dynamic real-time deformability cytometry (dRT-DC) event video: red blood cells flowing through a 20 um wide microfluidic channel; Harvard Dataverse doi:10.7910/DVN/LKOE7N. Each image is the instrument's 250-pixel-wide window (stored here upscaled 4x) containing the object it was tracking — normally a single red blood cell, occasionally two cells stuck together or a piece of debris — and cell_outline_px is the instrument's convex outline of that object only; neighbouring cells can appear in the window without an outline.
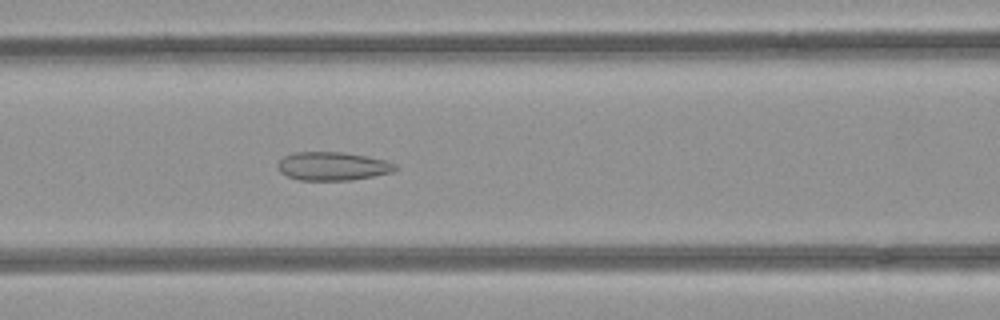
{"species": "common noctule bat (a hibernating species)", "species_latin": "Nyctalus noctula", "temperature_condition": "room temperature", "stored_images_in_passage": 52, "camera_frame_rate_fps": 3000, "um_per_image_px": 0.085, "animal": {"sex": "female", "body_mass_g": 21.9}, "frame": {"image": 1, "passage_image": 22, "time_ms": 7.0, "image_size_px": [1000, 320], "cell_outline_px": [[400, 168], [392, 172], [352, 180], [300, 180], [288, 176], [280, 172], [276, 168], [276, 164], [284, 156], [292, 152], [344, 152], [368, 156], [384, 160], [396, 164]], "centroid_in_image_um": [28.26, 14.12], "position_along_channel_um": 138.3, "area_um2": 19.65}}
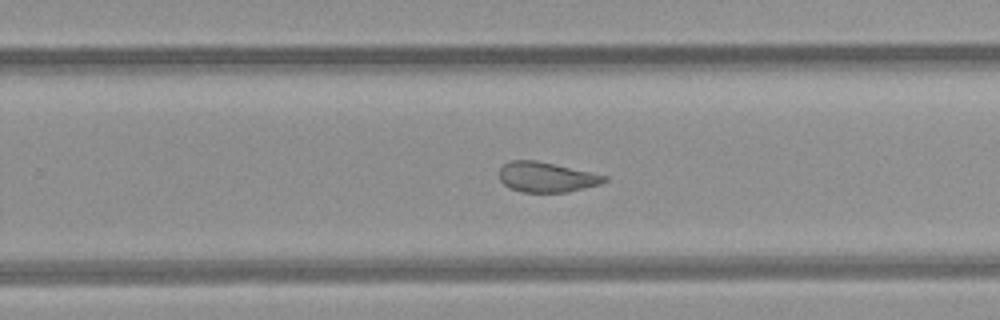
{"frame": {"image": 2, "passage_image": 33, "time_ms": 10.667, "image_size_px": [1000, 320], "cell_outline_px": [[608, 180], [600, 184], [568, 192], [520, 192], [508, 188], [500, 180], [500, 168], [504, 164], [512, 160], [536, 160], [592, 172], [608, 176]], "centroid_in_image_um": [46.45, 15.06], "position_along_channel_um": 283.3, "area_um2": 18.5}}
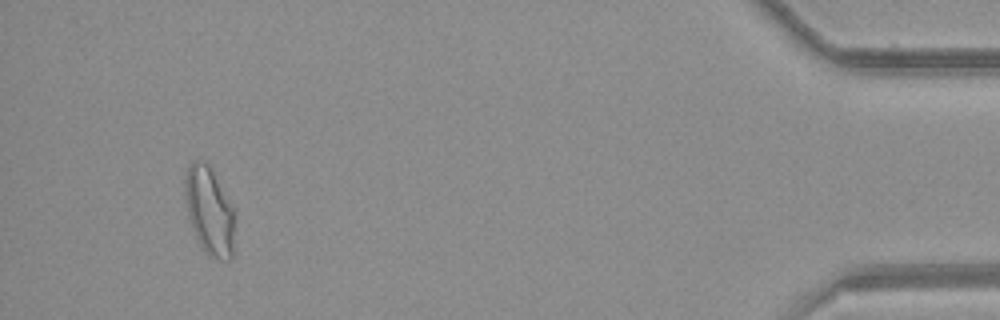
{"frame": {"image": 3, "passage_image": 49, "time_ms": 16.0, "image_size_px": [1000, 320], "cell_outline_px": [[232, 256], [228, 260], [220, 260], [208, 256], [204, 252], [196, 236], [188, 216], [184, 200], [184, 176], [192, 160], [200, 160], [208, 164], [232, 208]], "centroid_in_image_um": [17.72, 17.92], "position_along_channel_um": 417.5, "area_um2": 24.8}, "authors_computed_cell_mechanics": {"area_um2": 21.8773, "velocity_mm_per_s": 3.9646, "shape_relaxation_time_tau1_ms": null, "shape_relaxation_time_tau2_ms": 1.8675, "deformation_change_tau1": null, "deformation_change_tau2": 0.0986}}